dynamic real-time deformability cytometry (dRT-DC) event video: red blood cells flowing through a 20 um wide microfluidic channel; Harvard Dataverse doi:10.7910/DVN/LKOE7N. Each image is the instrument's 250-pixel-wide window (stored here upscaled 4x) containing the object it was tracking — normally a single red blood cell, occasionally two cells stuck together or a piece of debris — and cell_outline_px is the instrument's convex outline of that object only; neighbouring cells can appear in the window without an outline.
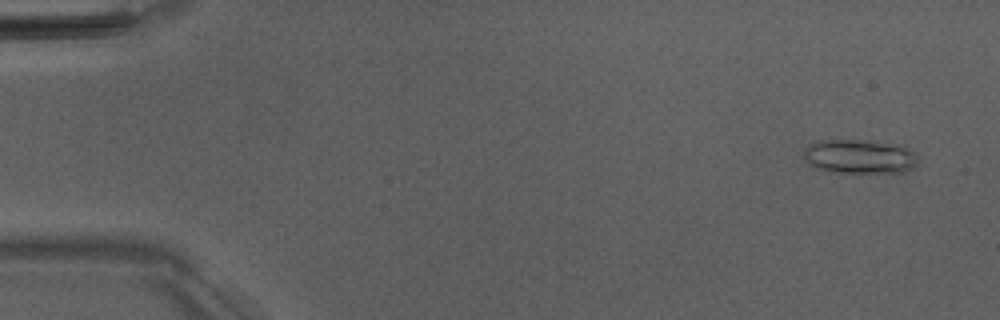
{"species": "Egyptian fruit bat (a non-hibernating species)", "species_latin": "Rousettus aegyptiacus", "temperature_condition": "room temperature", "stored_images_in_passage": 52, "camera_frame_rate_fps": 3000, "um_per_image_px": 0.085, "animal": {"sex": "male"}, "frame": {"image": 1, "passage_image": 3, "time_ms": 0.667, "image_size_px": [1000, 320], "cell_outline_px": [[920, 160], [912, 168], [904, 172], [828, 172], [816, 168], [808, 164], [804, 156], [804, 148], [808, 144], [820, 140], [860, 140], [904, 144]], "centroid_in_image_um": [73.06, 13.29], "position_along_channel_um": 11.9, "area_um2": 23.0}}
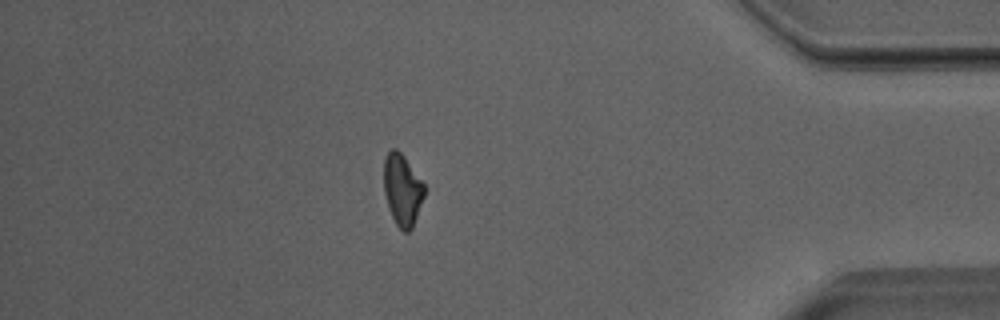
{"frame": {"image": 2, "passage_image": 45, "time_ms": 14.667, "image_size_px": [1000, 320], "cell_outline_px": [[424, 196], [412, 228], [408, 232], [404, 232], [396, 224], [388, 208], [384, 192], [384, 160], [388, 152], [392, 148], [396, 148], [404, 156], [424, 184]], "centroid_in_image_um": [34.18, 16.13], "position_along_channel_um": 401.0, "area_um2": 16.7}}
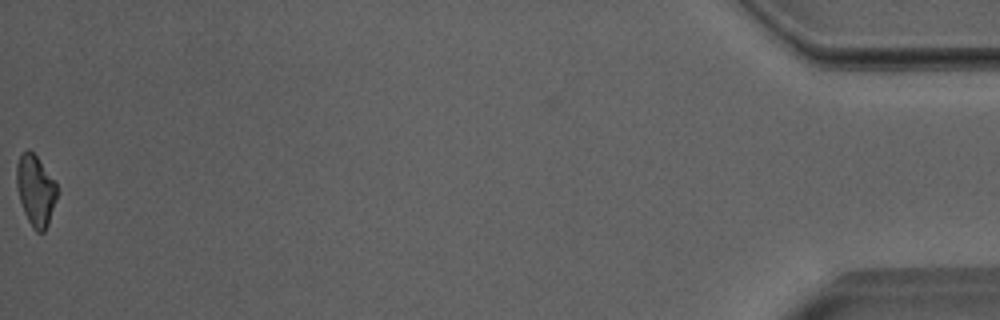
{"frame": {"image": 3, "passage_image": 52, "time_ms": 17.0, "image_size_px": [1000, 320], "cell_outline_px": [[60, 192], [48, 224], [44, 232], [36, 232], [32, 228], [24, 212], [16, 188], [16, 164], [20, 156], [28, 148], [36, 156], [56, 180]], "centroid_in_image_um": [3.06, 16.19], "position_along_channel_um": 432.1, "area_um2": 17.11}, "authors_computed_cell_mechanics": {"area_um2": 17.918, "velocity_mm_per_s": 4.0129, "shape_relaxation_time_tau1_ms": 10.0381, "shape_relaxation_time_tau2_ms": 11.1003, "deformation_change_tau1": 0.2652, "deformation_change_tau2": 0.1943}}